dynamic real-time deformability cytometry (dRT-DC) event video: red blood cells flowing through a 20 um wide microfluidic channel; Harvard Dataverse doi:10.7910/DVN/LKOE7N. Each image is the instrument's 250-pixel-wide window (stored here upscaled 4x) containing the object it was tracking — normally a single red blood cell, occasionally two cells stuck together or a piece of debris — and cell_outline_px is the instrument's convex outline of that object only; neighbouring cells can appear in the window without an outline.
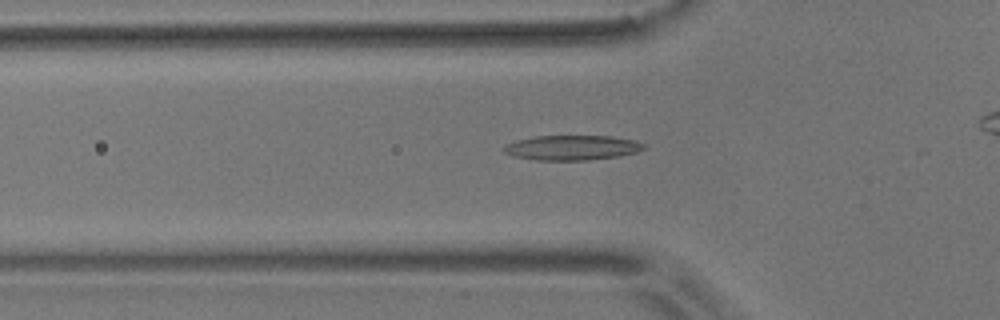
{"species": "common noctule bat (a hibernating species)", "species_latin": "Nyctalus noctula", "temperature_condition": "room temperature", "stored_images_in_passage": 32, "camera_frame_rate_fps": 3000, "um_per_image_px": 0.085, "animal": {"sex": "male", "body_mass_g": 17.9}, "frame": {"image": 1, "passage_image": 17, "time_ms": 5.333, "image_size_px": [1000, 320], "cell_outline_px": [[644, 148], [636, 152], [620, 156], [588, 160], [536, 160], [512, 156], [504, 152], [500, 148], [504, 144], [516, 140], [536, 136], [612, 136], [636, 140], [644, 144]], "centroid_in_image_um": [48.57, 12.55], "position_along_channel_um": 77.2, "area_um2": 20.46}}
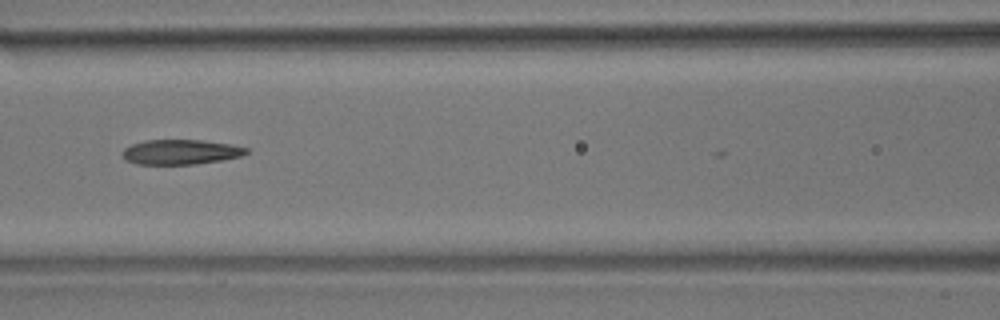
{"frame": {"image": 2, "passage_image": 23, "time_ms": 7.333, "image_size_px": [1000, 320], "cell_outline_px": [[248, 152], [240, 156], [224, 160], [196, 164], [136, 164], [124, 160], [120, 152], [124, 148], [132, 144], [144, 140], [200, 140], [232, 144], [248, 148]], "centroid_in_image_um": [15.32, 12.92], "position_along_channel_um": 151.3, "area_um2": 18.15}}
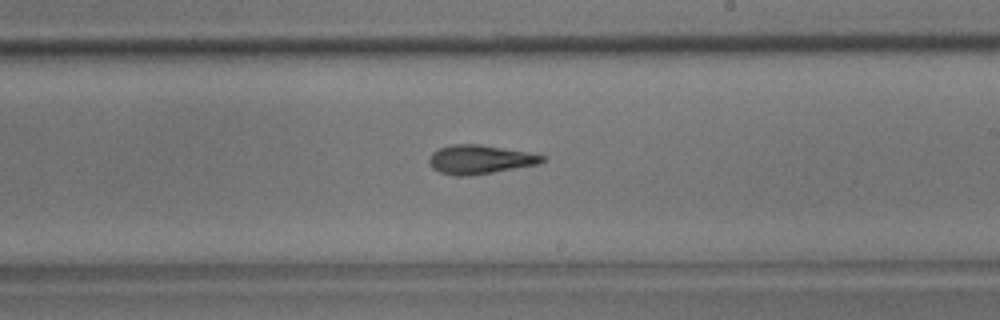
{"frame": {"image": 3, "passage_image": 31, "time_ms": 10.0, "image_size_px": [1000, 320], "cell_outline_px": [[544, 160], [540, 164], [468, 176], [456, 176], [440, 172], [432, 168], [428, 164], [428, 160], [432, 152], [440, 148], [452, 144], [480, 144], [528, 152], [544, 156]], "centroid_in_image_um": [40.76, 13.55], "position_along_channel_um": 248.2, "area_um2": 19.02}}